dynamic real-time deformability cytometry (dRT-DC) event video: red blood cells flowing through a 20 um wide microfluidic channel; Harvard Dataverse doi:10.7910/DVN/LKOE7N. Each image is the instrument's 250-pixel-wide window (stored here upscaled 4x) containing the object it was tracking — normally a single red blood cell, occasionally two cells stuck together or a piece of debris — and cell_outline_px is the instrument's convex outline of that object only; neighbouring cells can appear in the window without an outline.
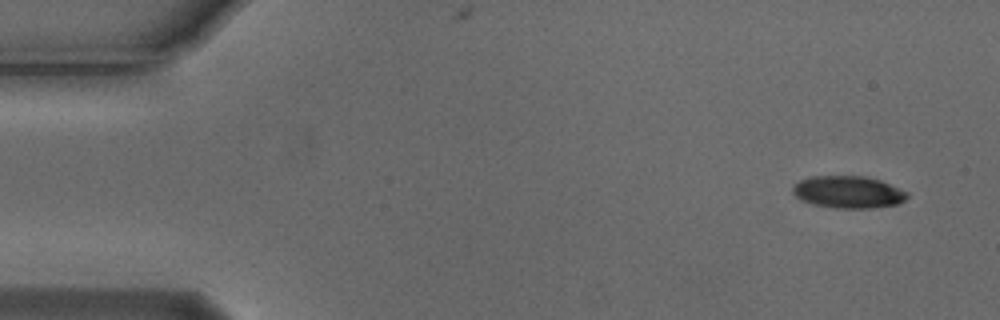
{"species": "Egyptian fruit bat (a non-hibernating species)", "species_latin": "Rousettus aegyptiacus", "temperature_condition": "cold", "stored_images_in_passage": 4, "camera_frame_rate_fps": 3000, "um_per_image_px": 0.085, "animal": {"sex": "male"}, "frame": {"image": 1, "passage_image": 1, "time_ms": 0.0, "image_size_px": [1000, 320], "cell_outline_px": [[908, 196], [904, 200], [896, 204], [872, 208], [836, 208], [816, 204], [800, 200], [792, 192], [792, 188], [800, 180], [812, 176], [864, 176], [880, 180], [908, 192]], "centroid_in_image_um": [72.1, 16.32], "position_along_channel_um": 12.9, "area_um2": 21.27}}